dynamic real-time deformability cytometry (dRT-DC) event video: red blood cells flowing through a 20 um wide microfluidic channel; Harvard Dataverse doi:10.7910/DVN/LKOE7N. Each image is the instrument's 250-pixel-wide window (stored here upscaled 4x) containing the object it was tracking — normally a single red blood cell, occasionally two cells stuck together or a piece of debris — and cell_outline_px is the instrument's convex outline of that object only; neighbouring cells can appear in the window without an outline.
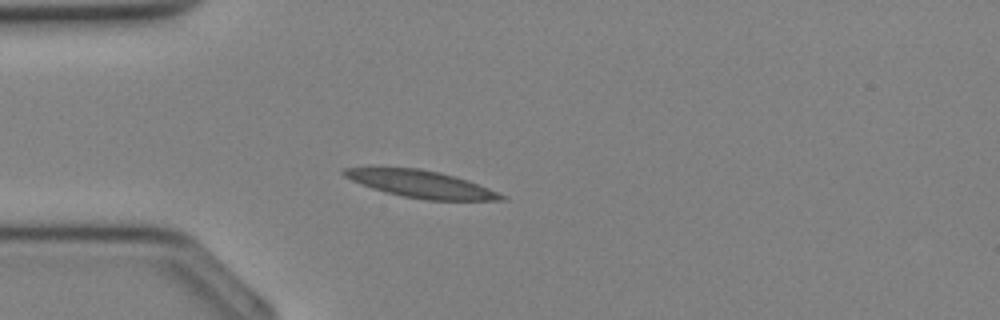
{"species": "Egyptian fruit bat (a non-hibernating species)", "species_latin": "Rousettus aegyptiacus", "temperature_condition": "cold", "stored_images_in_passage": 33, "camera_frame_rate_fps": 3000, "um_per_image_px": 0.085, "animal": {"sex": "female"}, "frame": {"image": 1, "passage_image": 8, "time_ms": 2.333, "image_size_px": [1000, 320], "cell_outline_px": [[508, 200], [428, 200], [404, 196], [372, 188], [352, 180], [344, 176], [340, 172], [340, 168], [420, 168], [440, 172], [468, 180], [508, 196]], "centroid_in_image_um": [35.83, 15.64], "position_along_channel_um": 49.2, "area_um2": 24.62}}
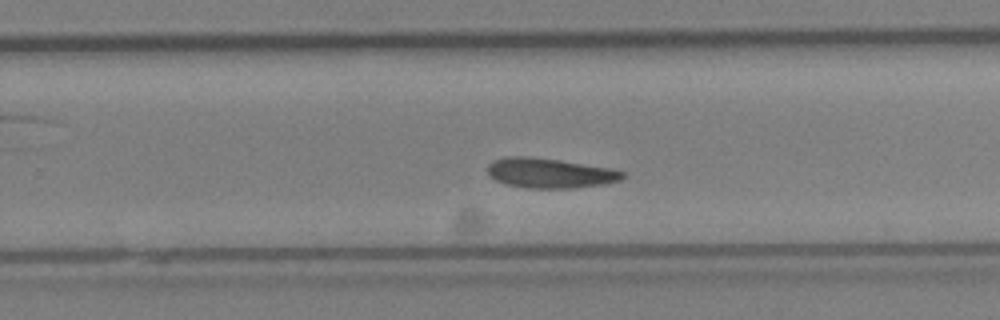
{"frame": {"image": 2, "passage_image": 21, "time_ms": 6.667, "image_size_px": [1000, 320], "cell_outline_px": [[624, 176], [620, 180], [604, 184], [572, 188], [528, 188], [504, 184], [496, 180], [488, 172], [488, 164], [492, 160], [508, 156], [528, 156], [560, 160], [608, 168], [624, 172]], "centroid_in_image_um": [46.7, 14.71], "position_along_channel_um": 283.1, "area_um2": 23.35}}
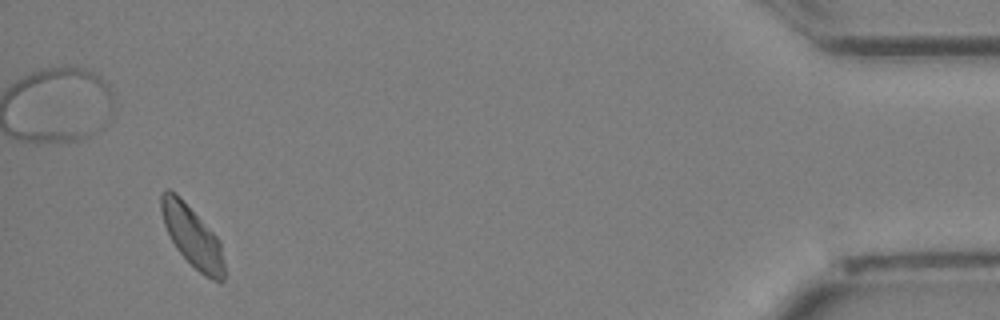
{"frame": {"image": 3, "passage_image": 32, "time_ms": 10.333, "image_size_px": [1000, 320], "cell_outline_px": [[224, 280], [220, 284], [204, 276], [176, 248], [164, 224], [160, 208], [160, 192], [164, 188], [168, 188], [176, 192], [180, 196], [220, 240], [224, 264]], "centroid_in_image_um": [16.33, 20.06], "position_along_channel_um": 418.9, "area_um2": 22.43}}